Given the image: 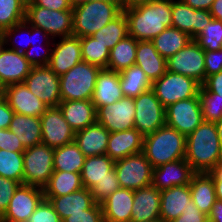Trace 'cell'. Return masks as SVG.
I'll list each match as a JSON object with an SVG mask.
<instances>
[{"mask_svg":"<svg viewBox=\"0 0 222 222\" xmlns=\"http://www.w3.org/2000/svg\"><path fill=\"white\" fill-rule=\"evenodd\" d=\"M123 11L128 35L137 41H151L167 27H172V0H155Z\"/></svg>","mask_w":222,"mask_h":222,"instance_id":"6da1fadb","label":"cell"},{"mask_svg":"<svg viewBox=\"0 0 222 222\" xmlns=\"http://www.w3.org/2000/svg\"><path fill=\"white\" fill-rule=\"evenodd\" d=\"M185 160L194 173H210L222 160V146L215 123L203 121L186 137Z\"/></svg>","mask_w":222,"mask_h":222,"instance_id":"7a4b0ae2","label":"cell"},{"mask_svg":"<svg viewBox=\"0 0 222 222\" xmlns=\"http://www.w3.org/2000/svg\"><path fill=\"white\" fill-rule=\"evenodd\" d=\"M72 10V35L79 38L92 36L123 11L120 0H89Z\"/></svg>","mask_w":222,"mask_h":222,"instance_id":"3957f363","label":"cell"},{"mask_svg":"<svg viewBox=\"0 0 222 222\" xmlns=\"http://www.w3.org/2000/svg\"><path fill=\"white\" fill-rule=\"evenodd\" d=\"M186 136L166 124L144 136L143 153L153 168L185 159Z\"/></svg>","mask_w":222,"mask_h":222,"instance_id":"277c9868","label":"cell"},{"mask_svg":"<svg viewBox=\"0 0 222 222\" xmlns=\"http://www.w3.org/2000/svg\"><path fill=\"white\" fill-rule=\"evenodd\" d=\"M100 70V67L82 61L61 75V101L91 100Z\"/></svg>","mask_w":222,"mask_h":222,"instance_id":"5b68a950","label":"cell"},{"mask_svg":"<svg viewBox=\"0 0 222 222\" xmlns=\"http://www.w3.org/2000/svg\"><path fill=\"white\" fill-rule=\"evenodd\" d=\"M73 10L57 11L35 6L27 0L25 20L32 26L44 30L53 39L72 36Z\"/></svg>","mask_w":222,"mask_h":222,"instance_id":"8992f818","label":"cell"},{"mask_svg":"<svg viewBox=\"0 0 222 222\" xmlns=\"http://www.w3.org/2000/svg\"><path fill=\"white\" fill-rule=\"evenodd\" d=\"M54 148L43 143L23 152V184L43 188L54 172Z\"/></svg>","mask_w":222,"mask_h":222,"instance_id":"52a82bcc","label":"cell"},{"mask_svg":"<svg viewBox=\"0 0 222 222\" xmlns=\"http://www.w3.org/2000/svg\"><path fill=\"white\" fill-rule=\"evenodd\" d=\"M200 86L193 78L167 70L159 79L152 82L151 89L161 104L167 108L170 104L196 97Z\"/></svg>","mask_w":222,"mask_h":222,"instance_id":"ba28073f","label":"cell"},{"mask_svg":"<svg viewBox=\"0 0 222 222\" xmlns=\"http://www.w3.org/2000/svg\"><path fill=\"white\" fill-rule=\"evenodd\" d=\"M114 168L121 188L135 191L152 185L153 167L143 152L116 161Z\"/></svg>","mask_w":222,"mask_h":222,"instance_id":"9c48e42d","label":"cell"},{"mask_svg":"<svg viewBox=\"0 0 222 222\" xmlns=\"http://www.w3.org/2000/svg\"><path fill=\"white\" fill-rule=\"evenodd\" d=\"M136 114L134 128L146 136L166 124V108L161 104L152 89L134 98Z\"/></svg>","mask_w":222,"mask_h":222,"instance_id":"30bf717a","label":"cell"},{"mask_svg":"<svg viewBox=\"0 0 222 222\" xmlns=\"http://www.w3.org/2000/svg\"><path fill=\"white\" fill-rule=\"evenodd\" d=\"M167 70L186 75L203 85L206 81L205 50L192 39L183 49L167 59Z\"/></svg>","mask_w":222,"mask_h":222,"instance_id":"8fae6325","label":"cell"},{"mask_svg":"<svg viewBox=\"0 0 222 222\" xmlns=\"http://www.w3.org/2000/svg\"><path fill=\"white\" fill-rule=\"evenodd\" d=\"M24 83L48 108L60 104V76L48 66H33Z\"/></svg>","mask_w":222,"mask_h":222,"instance_id":"7c38bea8","label":"cell"},{"mask_svg":"<svg viewBox=\"0 0 222 222\" xmlns=\"http://www.w3.org/2000/svg\"><path fill=\"white\" fill-rule=\"evenodd\" d=\"M203 121L198 95L170 104L166 108V125L175 128L186 137Z\"/></svg>","mask_w":222,"mask_h":222,"instance_id":"4fadbf2b","label":"cell"},{"mask_svg":"<svg viewBox=\"0 0 222 222\" xmlns=\"http://www.w3.org/2000/svg\"><path fill=\"white\" fill-rule=\"evenodd\" d=\"M44 199L43 188L20 184L0 220L27 222Z\"/></svg>","mask_w":222,"mask_h":222,"instance_id":"5bb4252c","label":"cell"},{"mask_svg":"<svg viewBox=\"0 0 222 222\" xmlns=\"http://www.w3.org/2000/svg\"><path fill=\"white\" fill-rule=\"evenodd\" d=\"M96 122L110 133L134 128V98L124 96L122 99L105 107H98Z\"/></svg>","mask_w":222,"mask_h":222,"instance_id":"9a60e30c","label":"cell"},{"mask_svg":"<svg viewBox=\"0 0 222 222\" xmlns=\"http://www.w3.org/2000/svg\"><path fill=\"white\" fill-rule=\"evenodd\" d=\"M42 143L58 148L74 141L75 132L64 119L59 107H49L41 116Z\"/></svg>","mask_w":222,"mask_h":222,"instance_id":"2e32d148","label":"cell"},{"mask_svg":"<svg viewBox=\"0 0 222 222\" xmlns=\"http://www.w3.org/2000/svg\"><path fill=\"white\" fill-rule=\"evenodd\" d=\"M212 19L208 10L194 9L182 0H172V27L187 33L192 39L197 37Z\"/></svg>","mask_w":222,"mask_h":222,"instance_id":"e0dca14e","label":"cell"},{"mask_svg":"<svg viewBox=\"0 0 222 222\" xmlns=\"http://www.w3.org/2000/svg\"><path fill=\"white\" fill-rule=\"evenodd\" d=\"M80 38L67 36L54 39L48 67L61 76L82 62Z\"/></svg>","mask_w":222,"mask_h":222,"instance_id":"ac0fdd59","label":"cell"},{"mask_svg":"<svg viewBox=\"0 0 222 222\" xmlns=\"http://www.w3.org/2000/svg\"><path fill=\"white\" fill-rule=\"evenodd\" d=\"M194 172L185 159L164 163L153 168L152 185L160 191L188 185Z\"/></svg>","mask_w":222,"mask_h":222,"instance_id":"d6986e66","label":"cell"},{"mask_svg":"<svg viewBox=\"0 0 222 222\" xmlns=\"http://www.w3.org/2000/svg\"><path fill=\"white\" fill-rule=\"evenodd\" d=\"M4 98L14 113L40 117L48 107L33 95L25 83L5 87Z\"/></svg>","mask_w":222,"mask_h":222,"instance_id":"ffe728a7","label":"cell"},{"mask_svg":"<svg viewBox=\"0 0 222 222\" xmlns=\"http://www.w3.org/2000/svg\"><path fill=\"white\" fill-rule=\"evenodd\" d=\"M32 67L24 54L8 49L5 45L0 48V81L5 87L24 83Z\"/></svg>","mask_w":222,"mask_h":222,"instance_id":"44dd1931","label":"cell"},{"mask_svg":"<svg viewBox=\"0 0 222 222\" xmlns=\"http://www.w3.org/2000/svg\"><path fill=\"white\" fill-rule=\"evenodd\" d=\"M144 136L135 128L110 133L106 155L114 162L143 152Z\"/></svg>","mask_w":222,"mask_h":222,"instance_id":"7402d4cb","label":"cell"},{"mask_svg":"<svg viewBox=\"0 0 222 222\" xmlns=\"http://www.w3.org/2000/svg\"><path fill=\"white\" fill-rule=\"evenodd\" d=\"M160 190L153 185L134 191L130 222H146L160 217Z\"/></svg>","mask_w":222,"mask_h":222,"instance_id":"603a6c76","label":"cell"},{"mask_svg":"<svg viewBox=\"0 0 222 222\" xmlns=\"http://www.w3.org/2000/svg\"><path fill=\"white\" fill-rule=\"evenodd\" d=\"M124 97L119 72L102 68L96 78L95 89L91 98L96 108L113 104Z\"/></svg>","mask_w":222,"mask_h":222,"instance_id":"cb8c5ba5","label":"cell"},{"mask_svg":"<svg viewBox=\"0 0 222 222\" xmlns=\"http://www.w3.org/2000/svg\"><path fill=\"white\" fill-rule=\"evenodd\" d=\"M50 202L61 220L71 214L84 213V210L91 209L95 200L91 191L85 187L63 196H44Z\"/></svg>","mask_w":222,"mask_h":222,"instance_id":"d4e9b609","label":"cell"},{"mask_svg":"<svg viewBox=\"0 0 222 222\" xmlns=\"http://www.w3.org/2000/svg\"><path fill=\"white\" fill-rule=\"evenodd\" d=\"M58 107L74 132L96 123L97 110L91 100L61 101Z\"/></svg>","mask_w":222,"mask_h":222,"instance_id":"484cf974","label":"cell"},{"mask_svg":"<svg viewBox=\"0 0 222 222\" xmlns=\"http://www.w3.org/2000/svg\"><path fill=\"white\" fill-rule=\"evenodd\" d=\"M134 191L126 188L110 194L102 203L104 222H130Z\"/></svg>","mask_w":222,"mask_h":222,"instance_id":"4316f807","label":"cell"},{"mask_svg":"<svg viewBox=\"0 0 222 222\" xmlns=\"http://www.w3.org/2000/svg\"><path fill=\"white\" fill-rule=\"evenodd\" d=\"M110 132L99 123L87 126L75 132L74 142L86 156L106 154Z\"/></svg>","mask_w":222,"mask_h":222,"instance_id":"83f0119b","label":"cell"},{"mask_svg":"<svg viewBox=\"0 0 222 222\" xmlns=\"http://www.w3.org/2000/svg\"><path fill=\"white\" fill-rule=\"evenodd\" d=\"M160 194V218L165 222L177 219L192 200L189 184L160 191Z\"/></svg>","mask_w":222,"mask_h":222,"instance_id":"f1b7e54d","label":"cell"},{"mask_svg":"<svg viewBox=\"0 0 222 222\" xmlns=\"http://www.w3.org/2000/svg\"><path fill=\"white\" fill-rule=\"evenodd\" d=\"M135 65L140 67L149 80L154 82L167 71V60L155 49L152 41H138Z\"/></svg>","mask_w":222,"mask_h":222,"instance_id":"f546056e","label":"cell"},{"mask_svg":"<svg viewBox=\"0 0 222 222\" xmlns=\"http://www.w3.org/2000/svg\"><path fill=\"white\" fill-rule=\"evenodd\" d=\"M189 187L194 204L208 216L217 200L212 175L210 173H194Z\"/></svg>","mask_w":222,"mask_h":222,"instance_id":"4dcf8cb0","label":"cell"},{"mask_svg":"<svg viewBox=\"0 0 222 222\" xmlns=\"http://www.w3.org/2000/svg\"><path fill=\"white\" fill-rule=\"evenodd\" d=\"M9 130L17 135L25 148L33 147L42 143L40 117L14 113Z\"/></svg>","mask_w":222,"mask_h":222,"instance_id":"1f68e13d","label":"cell"},{"mask_svg":"<svg viewBox=\"0 0 222 222\" xmlns=\"http://www.w3.org/2000/svg\"><path fill=\"white\" fill-rule=\"evenodd\" d=\"M115 162L106 154L86 157L81 171L83 187L91 189L99 181L110 176Z\"/></svg>","mask_w":222,"mask_h":222,"instance_id":"d6a6232c","label":"cell"},{"mask_svg":"<svg viewBox=\"0 0 222 222\" xmlns=\"http://www.w3.org/2000/svg\"><path fill=\"white\" fill-rule=\"evenodd\" d=\"M137 40L130 35L120 40L109 53L107 69L121 72L135 65Z\"/></svg>","mask_w":222,"mask_h":222,"instance_id":"836d02e7","label":"cell"},{"mask_svg":"<svg viewBox=\"0 0 222 222\" xmlns=\"http://www.w3.org/2000/svg\"><path fill=\"white\" fill-rule=\"evenodd\" d=\"M191 40L192 38L187 33L175 27H167L151 41L157 52L167 60L179 50L183 49Z\"/></svg>","mask_w":222,"mask_h":222,"instance_id":"e575fe53","label":"cell"},{"mask_svg":"<svg viewBox=\"0 0 222 222\" xmlns=\"http://www.w3.org/2000/svg\"><path fill=\"white\" fill-rule=\"evenodd\" d=\"M85 159L74 141L54 148V171L81 173Z\"/></svg>","mask_w":222,"mask_h":222,"instance_id":"d590c367","label":"cell"},{"mask_svg":"<svg viewBox=\"0 0 222 222\" xmlns=\"http://www.w3.org/2000/svg\"><path fill=\"white\" fill-rule=\"evenodd\" d=\"M83 188L81 173L54 171L43 187L44 196H63Z\"/></svg>","mask_w":222,"mask_h":222,"instance_id":"8d00e7d4","label":"cell"},{"mask_svg":"<svg viewBox=\"0 0 222 222\" xmlns=\"http://www.w3.org/2000/svg\"><path fill=\"white\" fill-rule=\"evenodd\" d=\"M119 76L121 90L126 97L135 98L151 89L152 82L145 72L136 65L122 70L119 72Z\"/></svg>","mask_w":222,"mask_h":222,"instance_id":"74e56055","label":"cell"},{"mask_svg":"<svg viewBox=\"0 0 222 222\" xmlns=\"http://www.w3.org/2000/svg\"><path fill=\"white\" fill-rule=\"evenodd\" d=\"M128 35L127 18L122 11L117 17L112 19L105 27H102L92 35L97 42L111 50L120 40Z\"/></svg>","mask_w":222,"mask_h":222,"instance_id":"f35d334b","label":"cell"},{"mask_svg":"<svg viewBox=\"0 0 222 222\" xmlns=\"http://www.w3.org/2000/svg\"><path fill=\"white\" fill-rule=\"evenodd\" d=\"M1 39L8 49L24 54L31 44V25L26 20L15 24L2 32Z\"/></svg>","mask_w":222,"mask_h":222,"instance_id":"ab89813d","label":"cell"},{"mask_svg":"<svg viewBox=\"0 0 222 222\" xmlns=\"http://www.w3.org/2000/svg\"><path fill=\"white\" fill-rule=\"evenodd\" d=\"M82 60L102 68H107L110 50L92 37H81Z\"/></svg>","mask_w":222,"mask_h":222,"instance_id":"60d3db41","label":"cell"},{"mask_svg":"<svg viewBox=\"0 0 222 222\" xmlns=\"http://www.w3.org/2000/svg\"><path fill=\"white\" fill-rule=\"evenodd\" d=\"M27 0H0V32L25 20Z\"/></svg>","mask_w":222,"mask_h":222,"instance_id":"b9f144b4","label":"cell"},{"mask_svg":"<svg viewBox=\"0 0 222 222\" xmlns=\"http://www.w3.org/2000/svg\"><path fill=\"white\" fill-rule=\"evenodd\" d=\"M23 152L0 149V176L23 184Z\"/></svg>","mask_w":222,"mask_h":222,"instance_id":"7bdbcfd3","label":"cell"},{"mask_svg":"<svg viewBox=\"0 0 222 222\" xmlns=\"http://www.w3.org/2000/svg\"><path fill=\"white\" fill-rule=\"evenodd\" d=\"M194 40L203 50L222 49V21L213 18Z\"/></svg>","mask_w":222,"mask_h":222,"instance_id":"ee69618b","label":"cell"},{"mask_svg":"<svg viewBox=\"0 0 222 222\" xmlns=\"http://www.w3.org/2000/svg\"><path fill=\"white\" fill-rule=\"evenodd\" d=\"M198 97L204 121L217 123L222 118V100L202 85L199 87Z\"/></svg>","mask_w":222,"mask_h":222,"instance_id":"f6af8a7d","label":"cell"},{"mask_svg":"<svg viewBox=\"0 0 222 222\" xmlns=\"http://www.w3.org/2000/svg\"><path fill=\"white\" fill-rule=\"evenodd\" d=\"M120 184L117 179L115 168L110 171V176L99 181L90 191L96 203L101 204L113 192L119 190Z\"/></svg>","mask_w":222,"mask_h":222,"instance_id":"bcb514c9","label":"cell"},{"mask_svg":"<svg viewBox=\"0 0 222 222\" xmlns=\"http://www.w3.org/2000/svg\"><path fill=\"white\" fill-rule=\"evenodd\" d=\"M52 52V45L30 46L24 53L32 66H48Z\"/></svg>","mask_w":222,"mask_h":222,"instance_id":"7dc6e473","label":"cell"},{"mask_svg":"<svg viewBox=\"0 0 222 222\" xmlns=\"http://www.w3.org/2000/svg\"><path fill=\"white\" fill-rule=\"evenodd\" d=\"M27 222H62L50 202L44 199Z\"/></svg>","mask_w":222,"mask_h":222,"instance_id":"c3c4849f","label":"cell"},{"mask_svg":"<svg viewBox=\"0 0 222 222\" xmlns=\"http://www.w3.org/2000/svg\"><path fill=\"white\" fill-rule=\"evenodd\" d=\"M19 185L20 183L13 179L0 176V218L6 212L9 202Z\"/></svg>","mask_w":222,"mask_h":222,"instance_id":"681fc988","label":"cell"},{"mask_svg":"<svg viewBox=\"0 0 222 222\" xmlns=\"http://www.w3.org/2000/svg\"><path fill=\"white\" fill-rule=\"evenodd\" d=\"M62 222H104L102 206L96 203L91 209L84 210V213L71 214Z\"/></svg>","mask_w":222,"mask_h":222,"instance_id":"f907efd6","label":"cell"},{"mask_svg":"<svg viewBox=\"0 0 222 222\" xmlns=\"http://www.w3.org/2000/svg\"><path fill=\"white\" fill-rule=\"evenodd\" d=\"M0 149L12 152H24L26 148L12 131L9 129H0Z\"/></svg>","mask_w":222,"mask_h":222,"instance_id":"816d5d0a","label":"cell"},{"mask_svg":"<svg viewBox=\"0 0 222 222\" xmlns=\"http://www.w3.org/2000/svg\"><path fill=\"white\" fill-rule=\"evenodd\" d=\"M222 71V49L216 51L205 50L206 78Z\"/></svg>","mask_w":222,"mask_h":222,"instance_id":"f5cc1de1","label":"cell"},{"mask_svg":"<svg viewBox=\"0 0 222 222\" xmlns=\"http://www.w3.org/2000/svg\"><path fill=\"white\" fill-rule=\"evenodd\" d=\"M171 222H208V216L198 209L193 200H190L187 209Z\"/></svg>","mask_w":222,"mask_h":222,"instance_id":"db71d44e","label":"cell"},{"mask_svg":"<svg viewBox=\"0 0 222 222\" xmlns=\"http://www.w3.org/2000/svg\"><path fill=\"white\" fill-rule=\"evenodd\" d=\"M202 86L222 100V71L208 76Z\"/></svg>","mask_w":222,"mask_h":222,"instance_id":"11a10c76","label":"cell"},{"mask_svg":"<svg viewBox=\"0 0 222 222\" xmlns=\"http://www.w3.org/2000/svg\"><path fill=\"white\" fill-rule=\"evenodd\" d=\"M35 6L50 10L65 11L72 10L68 0H30Z\"/></svg>","mask_w":222,"mask_h":222,"instance_id":"9f6ffc18","label":"cell"},{"mask_svg":"<svg viewBox=\"0 0 222 222\" xmlns=\"http://www.w3.org/2000/svg\"><path fill=\"white\" fill-rule=\"evenodd\" d=\"M38 41V43H37ZM54 39L44 30L31 25V44L30 46L53 45Z\"/></svg>","mask_w":222,"mask_h":222,"instance_id":"6f0895ef","label":"cell"},{"mask_svg":"<svg viewBox=\"0 0 222 222\" xmlns=\"http://www.w3.org/2000/svg\"><path fill=\"white\" fill-rule=\"evenodd\" d=\"M13 114L5 98H0V129H9Z\"/></svg>","mask_w":222,"mask_h":222,"instance_id":"680465c9","label":"cell"},{"mask_svg":"<svg viewBox=\"0 0 222 222\" xmlns=\"http://www.w3.org/2000/svg\"><path fill=\"white\" fill-rule=\"evenodd\" d=\"M208 222H222V201L216 200L208 215Z\"/></svg>","mask_w":222,"mask_h":222,"instance_id":"91938a15","label":"cell"},{"mask_svg":"<svg viewBox=\"0 0 222 222\" xmlns=\"http://www.w3.org/2000/svg\"><path fill=\"white\" fill-rule=\"evenodd\" d=\"M188 6L194 9L210 10L214 0H182Z\"/></svg>","mask_w":222,"mask_h":222,"instance_id":"94428289","label":"cell"},{"mask_svg":"<svg viewBox=\"0 0 222 222\" xmlns=\"http://www.w3.org/2000/svg\"><path fill=\"white\" fill-rule=\"evenodd\" d=\"M209 11L214 19L222 21V0H214Z\"/></svg>","mask_w":222,"mask_h":222,"instance_id":"6125c7cd","label":"cell"},{"mask_svg":"<svg viewBox=\"0 0 222 222\" xmlns=\"http://www.w3.org/2000/svg\"><path fill=\"white\" fill-rule=\"evenodd\" d=\"M122 9H129L139 5L151 3L155 0H120Z\"/></svg>","mask_w":222,"mask_h":222,"instance_id":"be15d7a7","label":"cell"},{"mask_svg":"<svg viewBox=\"0 0 222 222\" xmlns=\"http://www.w3.org/2000/svg\"><path fill=\"white\" fill-rule=\"evenodd\" d=\"M213 177V181H222V160L210 172Z\"/></svg>","mask_w":222,"mask_h":222,"instance_id":"e7e4bbea","label":"cell"},{"mask_svg":"<svg viewBox=\"0 0 222 222\" xmlns=\"http://www.w3.org/2000/svg\"><path fill=\"white\" fill-rule=\"evenodd\" d=\"M215 193L218 200L222 201V181H214Z\"/></svg>","mask_w":222,"mask_h":222,"instance_id":"03108f58","label":"cell"},{"mask_svg":"<svg viewBox=\"0 0 222 222\" xmlns=\"http://www.w3.org/2000/svg\"><path fill=\"white\" fill-rule=\"evenodd\" d=\"M215 125L217 128L218 137L222 146V118L217 123H215Z\"/></svg>","mask_w":222,"mask_h":222,"instance_id":"003e7915","label":"cell"},{"mask_svg":"<svg viewBox=\"0 0 222 222\" xmlns=\"http://www.w3.org/2000/svg\"><path fill=\"white\" fill-rule=\"evenodd\" d=\"M89 0H68L69 4L71 5L72 8L80 5V4H83V3H86L88 2Z\"/></svg>","mask_w":222,"mask_h":222,"instance_id":"a7ac6f4b","label":"cell"},{"mask_svg":"<svg viewBox=\"0 0 222 222\" xmlns=\"http://www.w3.org/2000/svg\"><path fill=\"white\" fill-rule=\"evenodd\" d=\"M4 92H5V86L0 81V98L4 97Z\"/></svg>","mask_w":222,"mask_h":222,"instance_id":"89a4df30","label":"cell"},{"mask_svg":"<svg viewBox=\"0 0 222 222\" xmlns=\"http://www.w3.org/2000/svg\"><path fill=\"white\" fill-rule=\"evenodd\" d=\"M146 222H165L163 219H161L160 217L151 221H146Z\"/></svg>","mask_w":222,"mask_h":222,"instance_id":"2644e50d","label":"cell"},{"mask_svg":"<svg viewBox=\"0 0 222 222\" xmlns=\"http://www.w3.org/2000/svg\"><path fill=\"white\" fill-rule=\"evenodd\" d=\"M1 37H2V33L0 32V48L4 45Z\"/></svg>","mask_w":222,"mask_h":222,"instance_id":"8c879c8a","label":"cell"},{"mask_svg":"<svg viewBox=\"0 0 222 222\" xmlns=\"http://www.w3.org/2000/svg\"><path fill=\"white\" fill-rule=\"evenodd\" d=\"M0 222H17V221H5V220H0Z\"/></svg>","mask_w":222,"mask_h":222,"instance_id":"753ad0ef","label":"cell"}]
</instances>
